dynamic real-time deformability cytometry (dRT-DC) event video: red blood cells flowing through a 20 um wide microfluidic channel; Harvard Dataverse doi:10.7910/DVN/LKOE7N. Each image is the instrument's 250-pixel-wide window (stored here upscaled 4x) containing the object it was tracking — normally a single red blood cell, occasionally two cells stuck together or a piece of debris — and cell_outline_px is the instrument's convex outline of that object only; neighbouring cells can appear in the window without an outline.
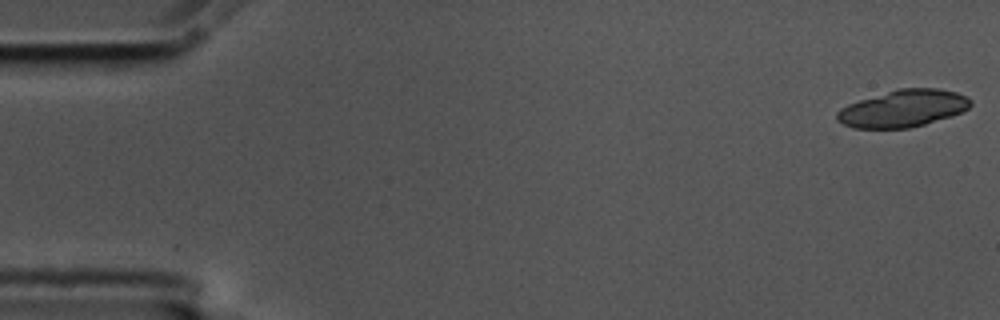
{"species": "common noctule bat (a hibernating species)", "species_latin": "Nyctalus noctula", "temperature_condition": "cold", "stored_images_in_passage": 13, "camera_frame_rate_fps": 3000, "um_per_image_px": 0.085, "animal": {"sex": "male", "body_mass_g": 17.5, "forearm_length_mm": 52.3}, "frame": {"image": 1, "passage_image": 1, "time_ms": 0.0, "image_size_px": [1000, 320], "cell_outline_px": [[972, 104], [968, 108], [952, 116], [924, 124], [908, 128], [852, 128], [836, 120], [836, 112], [840, 108], [848, 104], [896, 88], [936, 88], [956, 92], [972, 100]], "centroid_in_image_um": [76.74, 9.22], "position_along_channel_um": 8.3, "area_um2": 28.84}}